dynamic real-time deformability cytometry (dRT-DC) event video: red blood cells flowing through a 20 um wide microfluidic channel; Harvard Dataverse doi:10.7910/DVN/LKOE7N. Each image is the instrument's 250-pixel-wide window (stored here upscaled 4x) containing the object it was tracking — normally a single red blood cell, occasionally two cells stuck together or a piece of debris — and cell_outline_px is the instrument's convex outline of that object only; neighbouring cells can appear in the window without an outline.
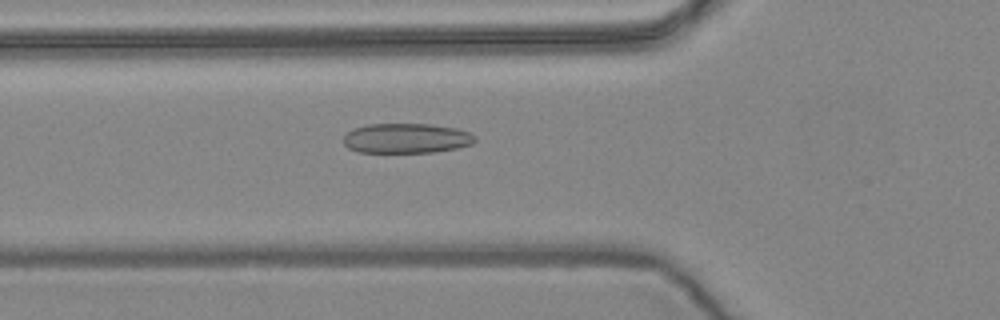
{"species": "common noctule bat (a hibernating species)", "species_latin": "Nyctalus noctula", "temperature_condition": "warm", "stored_images_in_passage": 57, "camera_frame_rate_fps": 3000, "um_per_image_px": 0.085, "animal": {"sex": "female", "body_mass_g": 24.6, "forearm_length_mm": 56.2}, "frame": {"image": 1, "passage_image": 20, "time_ms": 6.333, "image_size_px": [1000, 320], "cell_outline_px": [[476, 140], [472, 144], [456, 148], [432, 152], [360, 152], [348, 148], [344, 144], [344, 136], [348, 132], [356, 128], [368, 124], [432, 124], [456, 128], [468, 132], [476, 136]], "centroid_in_image_um": [34.56, 11.75], "position_along_channel_um": 91.2, "area_um2": 22.77}}
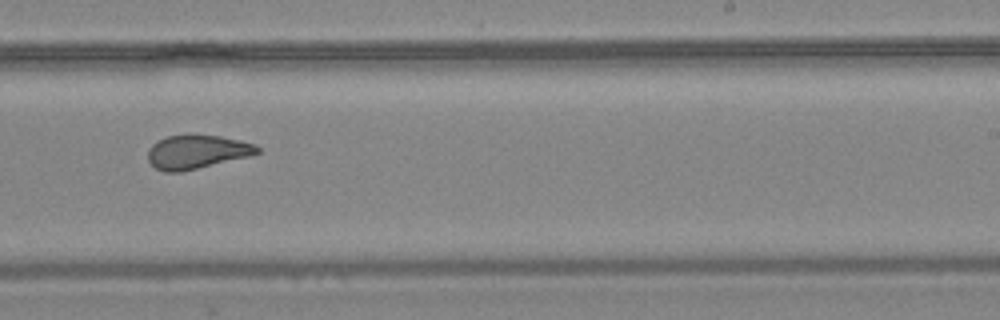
{"frame": {"image": 2, "passage_image": 35, "time_ms": 11.333, "image_size_px": [1000, 320], "cell_outline_px": [[260, 152], [252, 156], [180, 172], [164, 172], [156, 168], [148, 160], [148, 148], [152, 144], [168, 136], [220, 136], [240, 140], [256, 144], [260, 148]], "centroid_in_image_um": [16.77, 12.93], "position_along_channel_um": 272.2, "area_um2": 21.33}}
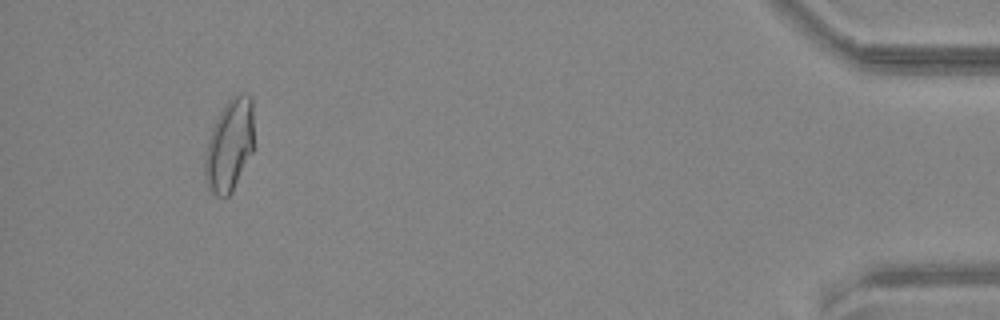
{"frame": {"image": 3, "passage_image": 53, "time_ms": 17.333, "image_size_px": [1000, 320], "cell_outline_px": [[252, 152], [232, 192], [228, 196], [216, 196], [208, 188], [204, 176], [204, 156], [208, 140], [212, 128], [224, 104], [232, 96], [240, 92], [252, 96]], "centroid_in_image_um": [19.48, 12.34], "position_along_channel_um": 415.7, "area_um2": 26.24}, "authors_computed_cell_mechanics": {"area_um2": 23.5824, "velocity_mm_per_s": 3.6092, "shape_relaxation_time_tau1_ms": null, "shape_relaxation_time_tau2_ms": 1.6248, "deformation_change_tau1": null, "deformation_change_tau2": 0.0867}}